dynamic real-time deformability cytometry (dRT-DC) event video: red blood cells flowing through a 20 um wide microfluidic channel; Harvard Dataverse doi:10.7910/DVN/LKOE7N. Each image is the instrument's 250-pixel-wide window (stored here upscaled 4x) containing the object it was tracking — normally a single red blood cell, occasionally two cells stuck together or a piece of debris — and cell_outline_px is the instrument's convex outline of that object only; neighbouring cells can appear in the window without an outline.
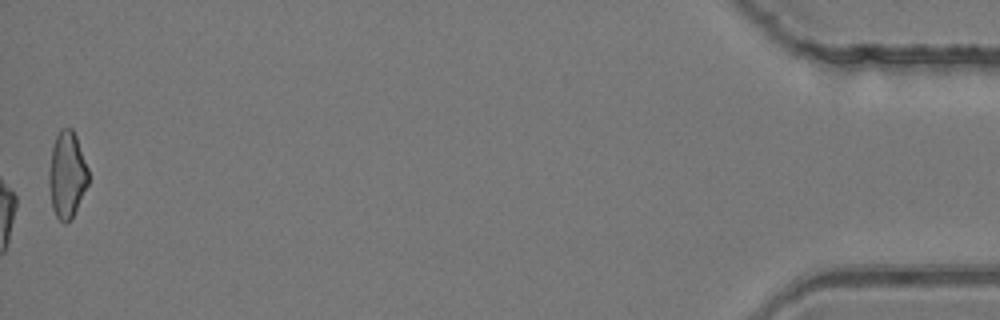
{"species": "common noctule bat (a hibernating species)", "species_latin": "Nyctalus noctula", "temperature_condition": "room temperature", "stored_images_in_passage": 44, "camera_frame_rate_fps": 3000, "um_per_image_px": 0.085, "animal": {"sex": "female", "body_mass_g": 24.6, "forearm_length_mm": 56.2}, "frame": {"image": 1, "passage_image": 44, "time_ms": 14.333, "image_size_px": [1000, 320], "cell_outline_px": [[88, 184], [72, 216], [64, 224], [56, 216], [52, 208], [48, 180], [48, 172], [52, 148], [56, 136], [60, 128], [72, 128], [76, 136], [88, 168]], "centroid_in_image_um": [5.67, 14.83], "position_along_channel_um": 429.5, "area_um2": 19.65}}